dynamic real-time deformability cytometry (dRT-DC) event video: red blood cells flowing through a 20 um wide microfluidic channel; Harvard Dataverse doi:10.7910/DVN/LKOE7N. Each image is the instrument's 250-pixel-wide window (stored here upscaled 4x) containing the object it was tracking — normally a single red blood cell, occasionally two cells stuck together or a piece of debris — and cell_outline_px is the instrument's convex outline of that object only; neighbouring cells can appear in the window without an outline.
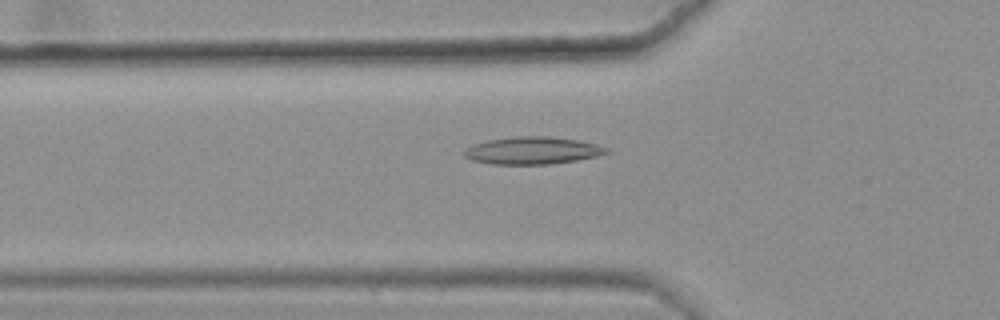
{"species": "common noctule bat (a hibernating species)", "species_latin": "Nyctalus noctula", "temperature_condition": "warm", "stored_images_in_passage": 44, "camera_frame_rate_fps": 3000, "um_per_image_px": 0.085, "animal": {"sex": "female", "body_mass_g": 25.1}, "frame": {"image": 1, "passage_image": 13, "time_ms": 4.0, "image_size_px": [1000, 320], "cell_outline_px": [[612, 152], [596, 156], [576, 160], [552, 164], [492, 164], [472, 160], [464, 156], [460, 152], [476, 144], [488, 140], [516, 136], [544, 136], [580, 140], [596, 144], [608, 148]], "centroid_in_image_um": [45.28, 12.8], "position_along_channel_um": 80.5, "area_um2": 22.66}, "authors_computed_cell_mechanics": {"area_um2": 20.2878, "velocity_mm_per_s": 3.6328, "shape_relaxation_time_tau1_ms": null, "shape_relaxation_time_tau2_ms": 2.4184, "deformation_change_tau1": null, "deformation_change_tau2": 0.0974}}